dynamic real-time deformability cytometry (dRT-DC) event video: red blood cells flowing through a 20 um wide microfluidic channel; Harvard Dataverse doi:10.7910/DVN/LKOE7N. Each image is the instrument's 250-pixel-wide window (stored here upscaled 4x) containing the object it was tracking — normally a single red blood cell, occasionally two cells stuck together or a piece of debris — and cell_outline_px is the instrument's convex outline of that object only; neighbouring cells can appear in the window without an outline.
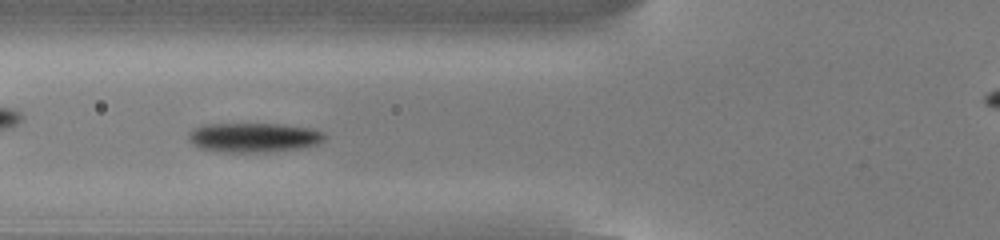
{"species": "common noctule bat (a hibernating species)", "species_latin": "Nyctalus noctula", "temperature_condition": "cold", "stored_images_in_passage": 41, "camera_frame_rate_fps": 3000, "um_per_image_px": 0.085, "animal": {"sex": "male", "body_mass_g": 13.0, "forearm_length_mm": 53.1}, "frame": {"image": 1, "passage_image": 7, "time_ms": 2.0, "image_size_px": [1000, 240], "cell_outline_px": [[328, 136], [324, 140], [316, 144], [300, 148], [272, 152], [212, 152], [200, 148], [192, 144], [188, 140], [188, 132], [192, 128], [204, 124], [280, 124], [312, 128], [324, 132]], "centroid_in_image_um": [21.54, 11.69], "position_along_channel_um": 104.3, "area_um2": 23.81}}
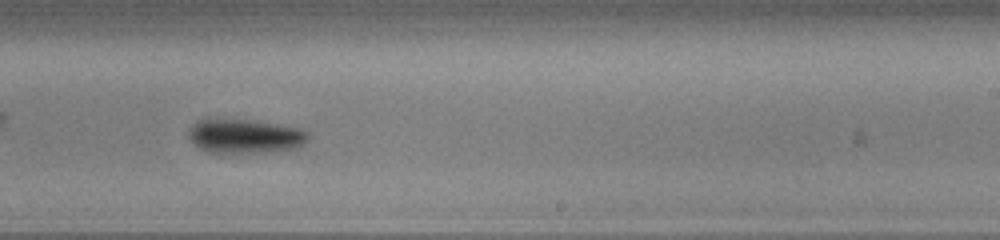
{"frame": {"image": 2, "passage_image": 20, "time_ms": 6.333, "image_size_px": [1000, 240], "cell_outline_px": [[308, 140], [296, 148], [276, 152], [208, 152], [200, 148], [188, 136], [188, 132], [192, 124], [196, 120], [208, 116], [248, 120], [300, 128], [308, 132]], "centroid_in_image_um": [20.77, 11.54], "position_along_channel_um": 268.2, "area_um2": 24.16}}
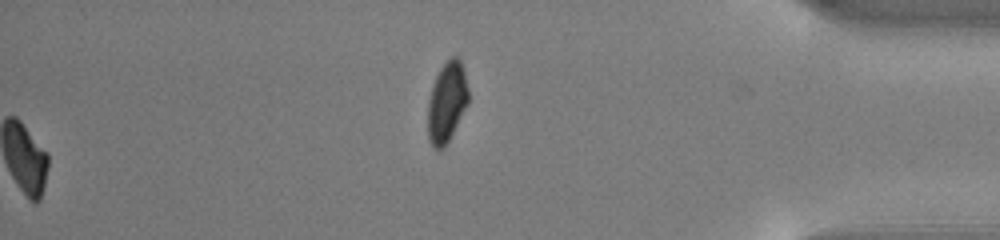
{"frame": {"image": 3, "passage_image": 41, "time_ms": 13.333, "image_size_px": [1000, 240], "cell_outline_px": [[468, 104], [444, 148], [440, 152], [428, 140], [428, 100], [432, 84], [440, 68], [452, 56], [456, 56], [460, 60], [464, 72], [468, 88]], "centroid_in_image_um": [37.97, 8.69], "position_along_channel_um": 397.2, "area_um2": 18.9}, "authors_computed_cell_mechanics": {"area_um2": 22.6576, "velocity_mm_per_s": 3.7922, "shape_relaxation_time_tau1_ms": 2.5162, "shape_relaxation_time_tau2_ms": null, "deformation_change_tau1": 0.1151, "deformation_change_tau2": null}}